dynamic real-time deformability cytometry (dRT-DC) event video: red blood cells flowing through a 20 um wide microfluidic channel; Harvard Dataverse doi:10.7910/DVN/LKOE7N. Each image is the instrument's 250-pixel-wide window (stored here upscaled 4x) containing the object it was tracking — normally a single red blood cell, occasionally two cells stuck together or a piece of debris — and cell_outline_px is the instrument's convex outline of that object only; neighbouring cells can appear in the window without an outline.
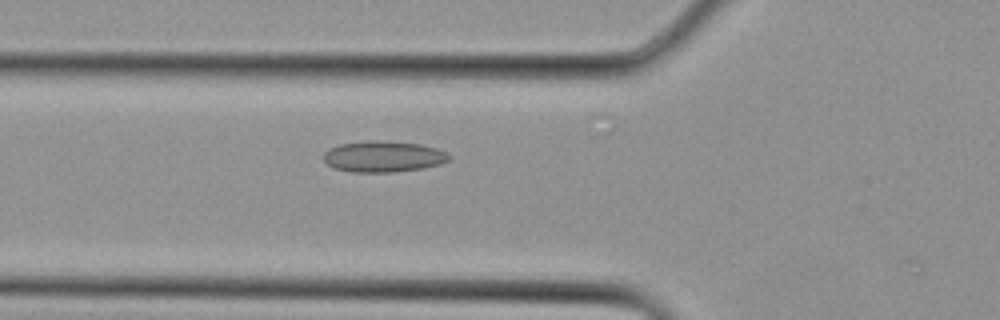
{"species": "Egyptian fruit bat (a non-hibernating species)", "species_latin": "Rousettus aegyptiacus", "temperature_condition": "cold", "stored_images_in_passage": 11, "camera_frame_rate_fps": 3000, "um_per_image_px": 0.085, "animal": {"sex": "female"}, "frame": {"image": 1, "passage_image": 6, "time_ms": 1.667, "image_size_px": [1000, 320], "cell_outline_px": [[452, 156], [448, 160], [440, 164], [424, 168], [392, 172], [352, 172], [332, 168], [324, 160], [324, 152], [328, 148], [340, 144], [376, 140], [420, 144], [436, 148]], "centroid_in_image_um": [32.56, 13.31], "position_along_channel_um": 93.2, "area_um2": 22.66}}
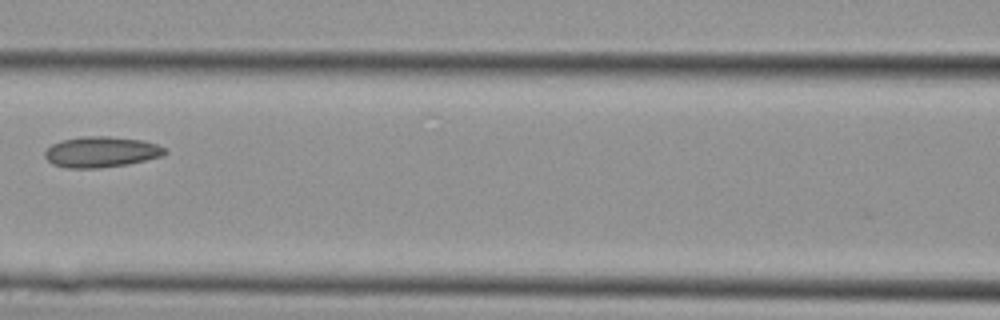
{"frame": {"image": 2, "passage_image": 9, "time_ms": 2.667, "image_size_px": [1000, 320], "cell_outline_px": [[168, 152], [164, 156], [128, 164], [100, 168], [68, 168], [52, 164], [44, 156], [44, 152], [52, 144], [64, 140], [84, 136], [108, 136], [140, 140], [156, 144], [164, 148]], "centroid_in_image_um": [8.61, 12.92], "position_along_channel_um": 158.0, "area_um2": 21.44}}